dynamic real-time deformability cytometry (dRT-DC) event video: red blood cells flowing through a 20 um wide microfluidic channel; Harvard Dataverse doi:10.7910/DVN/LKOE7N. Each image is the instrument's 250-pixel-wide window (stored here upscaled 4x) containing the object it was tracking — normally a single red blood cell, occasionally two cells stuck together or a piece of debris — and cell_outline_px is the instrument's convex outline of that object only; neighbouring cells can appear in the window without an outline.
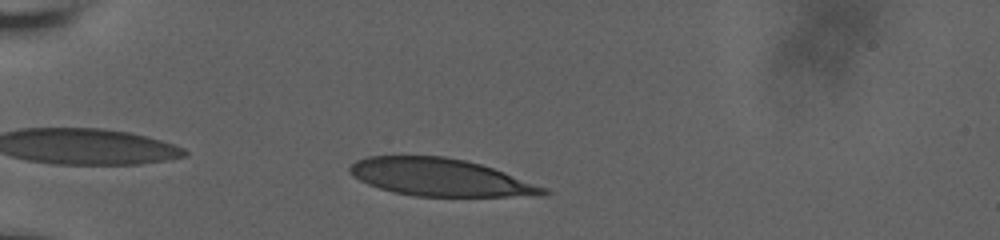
{"species": "human", "species_latin": "Homo sapiens", "temperature_condition": "room temperature", "stored_images_in_passage": 34, "camera_frame_rate_fps": 3000, "um_per_image_px": 0.085, "donor": {"sex": "male"}, "frame": {"image": 1, "passage_image": 4, "time_ms": 1.0, "image_size_px": [1000, 240], "cell_outline_px": [[552, 192], [544, 196], [416, 196], [392, 192], [368, 184], [352, 176], [348, 172], [348, 168], [356, 160], [368, 156], [444, 156], [464, 160], [480, 164], [504, 172], [548, 188]], "centroid_in_image_um": [37.43, 15.08], "position_along_channel_um": 47.6, "area_um2": 42.31}}
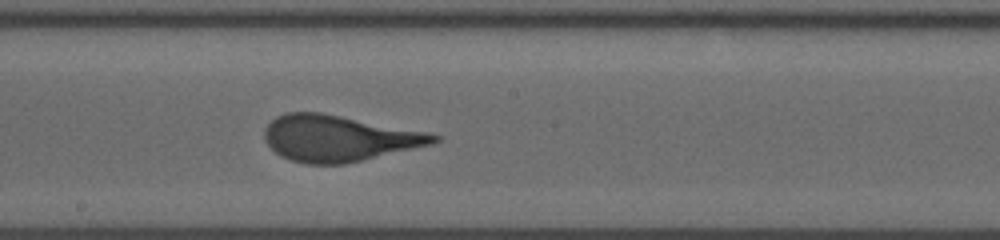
{"frame": {"image": 2, "passage_image": 18, "time_ms": 6.667, "image_size_px": [1000, 240], "cell_outline_px": [[440, 140], [432, 144], [344, 164], [308, 164], [292, 160], [280, 156], [264, 140], [264, 128], [276, 116], [288, 112], [320, 112], [424, 132], [440, 136]], "centroid_in_image_um": [28.72, 11.76], "position_along_channel_um": 219.5, "area_um2": 44.8}}
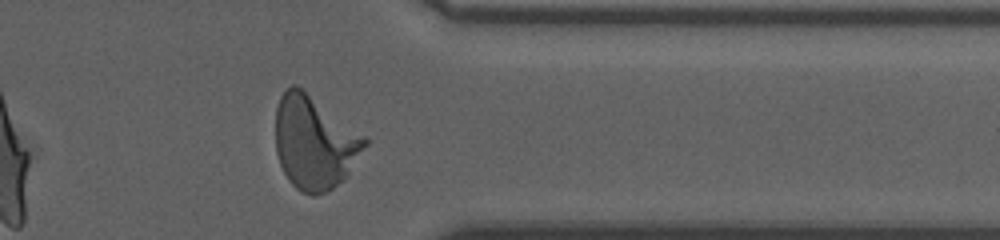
{"frame": {"image": 3, "passage_image": 32, "time_ms": 11.333, "image_size_px": [1000, 240], "cell_outline_px": [[368, 144], [348, 176], [344, 180], [332, 188], [316, 196], [312, 196], [300, 192], [288, 180], [280, 164], [276, 152], [276, 108], [280, 96], [292, 84], [296, 84], [368, 136]], "centroid_in_image_um": [26.76, 12.12], "position_along_channel_um": 384.6, "area_um2": 49.13}, "authors_computed_cell_mechanics": {"area_um2": 44.9973, "velocity_mm_per_s": 3.6425, "shape_relaxation_time_tau1_ms": 4.8073, "shape_relaxation_time_tau2_ms": null, "deformation_change_tau1": 0.2329, "deformation_change_tau2": null}}